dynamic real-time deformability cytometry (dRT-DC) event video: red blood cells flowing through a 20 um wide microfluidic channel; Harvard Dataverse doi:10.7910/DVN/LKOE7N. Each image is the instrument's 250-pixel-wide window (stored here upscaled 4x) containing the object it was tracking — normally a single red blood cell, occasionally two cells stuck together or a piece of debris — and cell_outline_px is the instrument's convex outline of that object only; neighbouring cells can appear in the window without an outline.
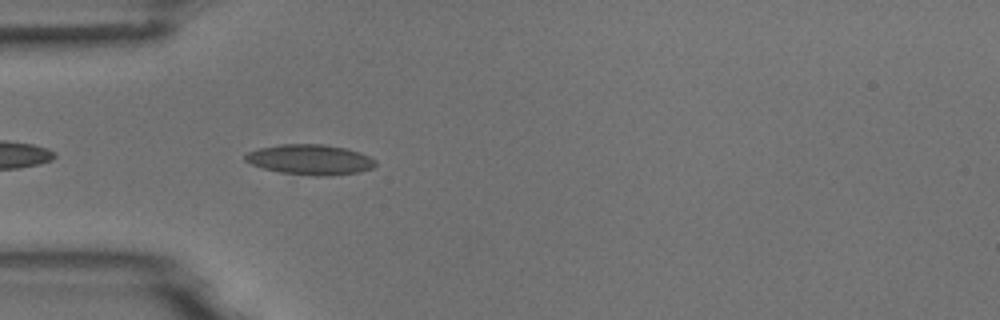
{"species": "common noctule bat (a hibernating species)", "species_latin": "Nyctalus noctula", "temperature_condition": "room temperature", "stored_images_in_passage": 7, "camera_frame_rate_fps": 3000, "um_per_image_px": 0.085, "animal": {"sex": "male", "body_mass_g": 18.8}, "frame": {"image": 1, "passage_image": 3, "time_ms": 0.667, "image_size_px": [1000, 320], "cell_outline_px": [[376, 164], [372, 168], [360, 172], [328, 176], [312, 176], [280, 172], [264, 168], [252, 164], [244, 160], [244, 156], [248, 152], [260, 148], [280, 144], [324, 144], [344, 148], [360, 152], [376, 160]], "centroid_in_image_um": [26.37, 13.57], "position_along_channel_um": 58.6, "area_um2": 22.95}}